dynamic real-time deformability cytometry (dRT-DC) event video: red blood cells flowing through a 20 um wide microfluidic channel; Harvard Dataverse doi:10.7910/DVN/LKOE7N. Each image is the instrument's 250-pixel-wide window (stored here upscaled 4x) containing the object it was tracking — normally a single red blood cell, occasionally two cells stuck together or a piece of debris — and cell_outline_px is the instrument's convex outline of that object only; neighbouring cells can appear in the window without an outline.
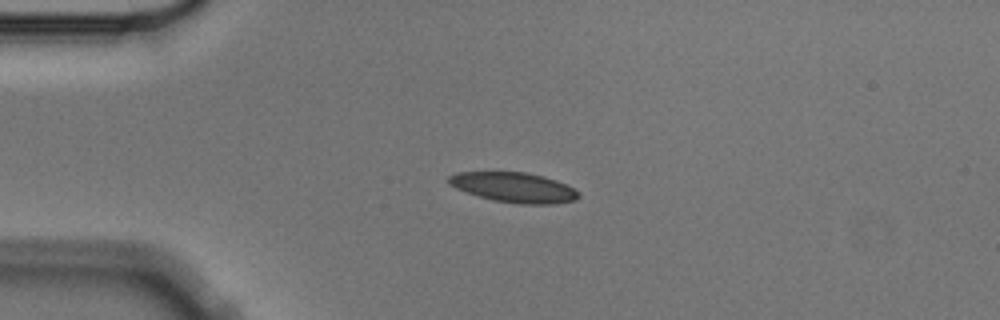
{"species": "Egyptian fruit bat (a non-hibernating species)", "species_latin": "Rousettus aegyptiacus", "temperature_condition": "cold", "stored_images_in_passage": 6, "camera_frame_rate_fps": 3000, "um_per_image_px": 0.085, "animal": {"sex": "male"}, "frame": {"image": 1, "passage_image": 4, "time_ms": 1.0, "image_size_px": [1000, 320], "cell_outline_px": [[580, 196], [576, 200], [552, 204], [520, 204], [492, 200], [456, 188], [448, 184], [448, 176], [456, 172], [524, 172], [544, 176], [556, 180], [580, 192]], "centroid_in_image_um": [43.69, 15.93], "position_along_channel_um": 41.3, "area_um2": 22.6}}
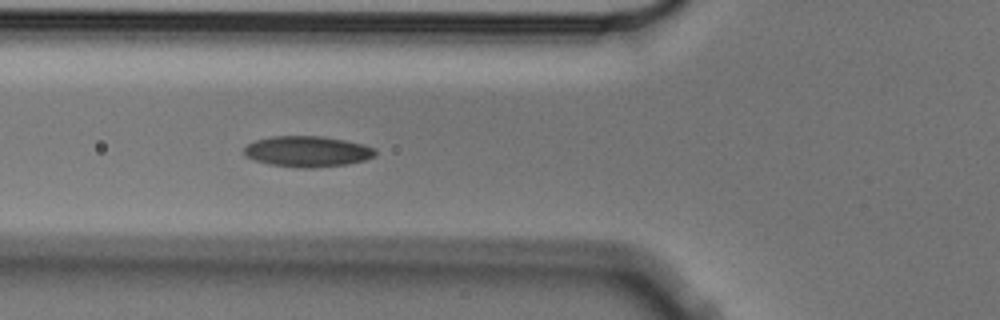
{"frame": {"image": 2, "passage_image": 6, "time_ms": 1.667, "image_size_px": [1000, 320], "cell_outline_px": [[376, 152], [372, 156], [364, 160], [348, 164], [312, 168], [300, 168], [268, 164], [256, 160], [248, 156], [244, 152], [244, 148], [248, 144], [256, 140], [272, 136], [324, 136], [364, 144], [376, 148]], "centroid_in_image_um": [26.15, 12.87], "position_along_channel_um": 99.7, "area_um2": 23.47}}